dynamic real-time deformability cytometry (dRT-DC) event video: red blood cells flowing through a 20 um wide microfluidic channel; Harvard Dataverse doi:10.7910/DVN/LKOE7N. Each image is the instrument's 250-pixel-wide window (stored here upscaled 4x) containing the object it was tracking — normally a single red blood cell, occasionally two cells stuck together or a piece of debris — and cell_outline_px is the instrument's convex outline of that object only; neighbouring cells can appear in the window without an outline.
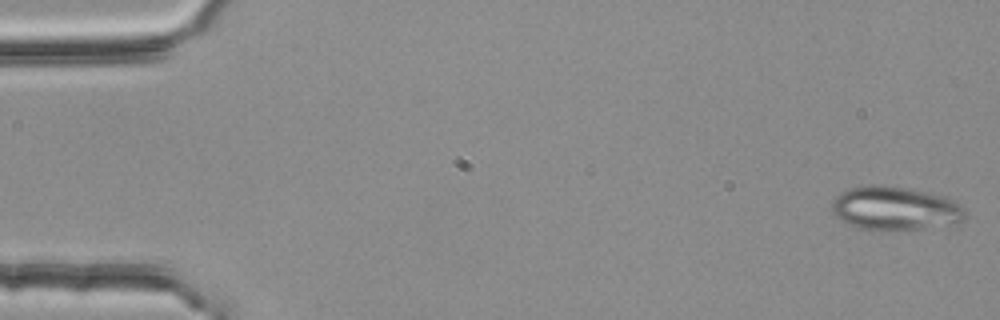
{"species": "common noctule bat (a hibernating species)", "species_latin": "Nyctalus noctula", "temperature_condition": "room temperature", "stored_images_in_passage": 54, "camera_frame_rate_fps": 3000, "um_per_image_px": 0.085, "animal": {"sex": "female", "body_mass_g": 25.1}, "frame": {"image": 1, "passage_image": 1, "time_ms": 0.0, "image_size_px": [1000, 320], "cell_outline_px": [[964, 220], [956, 224], [924, 228], [888, 232], [872, 232], [856, 228], [840, 220], [832, 212], [832, 200], [840, 192], [848, 188], [872, 184], [884, 184], [944, 196], [960, 204], [964, 208]], "centroid_in_image_um": [76.03, 17.75], "position_along_channel_um": 9.0, "area_um2": 34.74}}
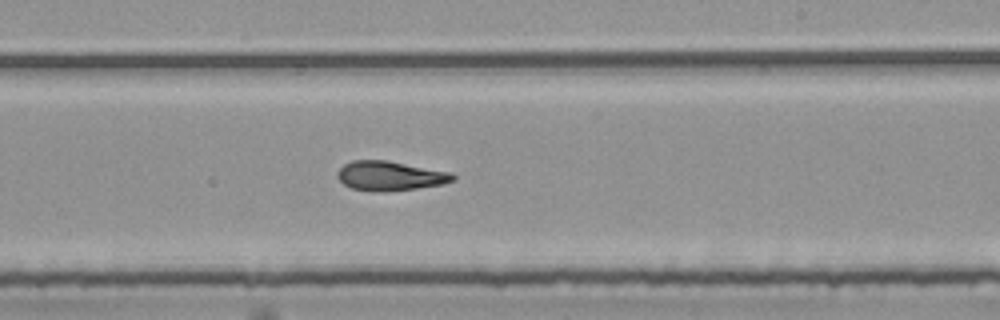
{"frame": {"image": 2, "passage_image": 32, "time_ms": 10.333, "image_size_px": [1000, 320], "cell_outline_px": [[456, 180], [444, 184], [388, 192], [376, 192], [352, 188], [344, 184], [336, 176], [336, 172], [344, 164], [352, 160], [388, 160], [452, 172], [456, 176]], "centroid_in_image_um": [33.18, 14.95], "position_along_channel_um": 255.8, "area_um2": 20.11}}
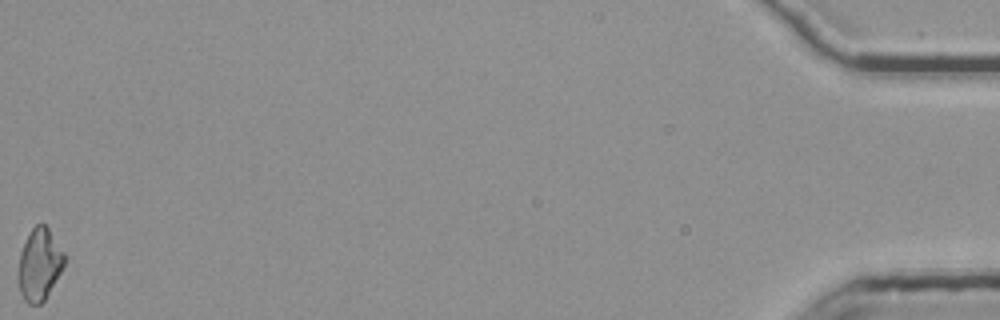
{"frame": {"image": 3, "passage_image": 54, "time_ms": 17.667, "image_size_px": [1000, 320], "cell_outline_px": [[64, 268], [44, 300], [40, 304], [28, 304], [24, 300], [20, 292], [20, 252], [32, 228], [36, 224], [44, 224], [48, 228], [64, 252]], "centroid_in_image_um": [3.38, 22.48], "position_along_channel_um": 431.8, "area_um2": 18.84}, "authors_computed_cell_mechanics": {"area_um2": 19.9121, "velocity_mm_per_s": 3.7946, "shape_relaxation_time_tau1_ms": null, "shape_relaxation_time_tau2_ms": 5.3507, "deformation_change_tau1": null, "deformation_change_tau2": 0.157}}